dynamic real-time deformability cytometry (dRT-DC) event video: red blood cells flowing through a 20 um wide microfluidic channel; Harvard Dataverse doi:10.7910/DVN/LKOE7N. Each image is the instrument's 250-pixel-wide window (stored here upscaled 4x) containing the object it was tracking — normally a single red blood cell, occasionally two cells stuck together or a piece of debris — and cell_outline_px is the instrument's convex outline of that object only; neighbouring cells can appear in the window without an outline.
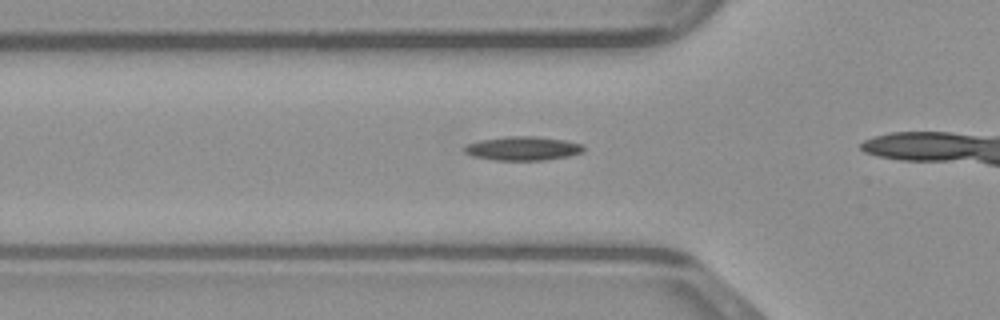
{"species": "common noctule bat (a hibernating species)", "species_latin": "Nyctalus noctula", "temperature_condition": "warm", "stored_images_in_passage": 15, "camera_frame_rate_fps": 3000, "um_per_image_px": 0.085, "animal": {"sex": "male", "body_mass_g": 23.1, "forearm_length_mm": 52.7}, "frame": {"image": 1, "passage_image": 11, "time_ms": 3.333, "image_size_px": [1000, 320], "cell_outline_px": [[584, 152], [568, 156], [544, 160], [496, 160], [472, 156], [464, 152], [464, 148], [468, 144], [480, 140], [504, 136], [536, 136], [564, 140], [584, 144]], "centroid_in_image_um": [44.46, 12.61], "position_along_channel_um": 81.3, "area_um2": 16.65}}